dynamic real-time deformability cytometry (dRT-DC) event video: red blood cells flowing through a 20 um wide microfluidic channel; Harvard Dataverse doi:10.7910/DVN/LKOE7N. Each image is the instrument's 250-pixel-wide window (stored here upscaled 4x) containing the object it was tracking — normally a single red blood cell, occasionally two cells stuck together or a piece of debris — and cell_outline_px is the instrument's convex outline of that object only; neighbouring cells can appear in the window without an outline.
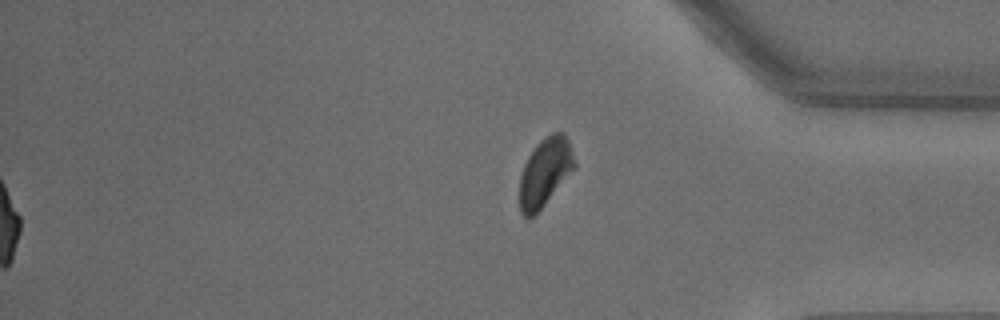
{"species": "common noctule bat (a hibernating species)", "species_latin": "Nyctalus noctula", "temperature_condition": "warm", "stored_images_in_passage": 41, "segment_of_instrument_passage": [2, 2], "camera_frame_rate_fps": 3000, "um_per_image_px": 0.085, "animal": {"sex": "male", "body_mass_g": 18.8}, "frame": {"image": 1, "passage_image": 41, "time_ms": 13.333, "image_size_px": [1000, 320], "cell_outline_px": [[576, 164], [544, 204], [528, 220], [520, 212], [520, 176], [524, 164], [528, 156], [536, 144], [540, 140], [552, 132], [564, 132], [568, 140]], "centroid_in_image_um": [46.29, 14.6], "position_along_channel_um": 388.9, "area_um2": 21.27}}